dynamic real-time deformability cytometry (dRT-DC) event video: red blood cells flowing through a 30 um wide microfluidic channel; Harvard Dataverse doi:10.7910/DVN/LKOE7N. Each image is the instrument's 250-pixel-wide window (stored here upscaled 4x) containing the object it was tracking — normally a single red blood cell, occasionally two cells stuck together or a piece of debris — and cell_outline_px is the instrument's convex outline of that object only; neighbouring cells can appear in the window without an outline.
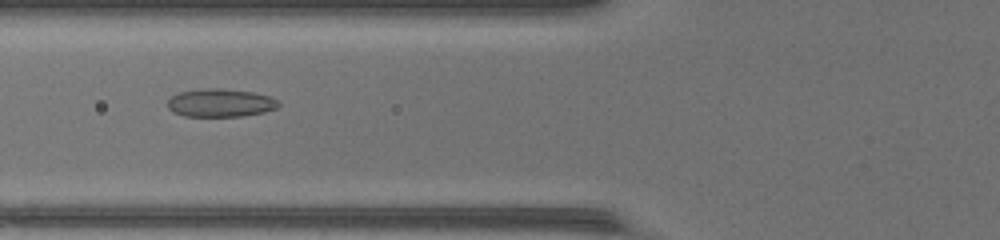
{"species": "common noctule bat (a hibernating species)", "species_latin": "Nyctalus noctula", "temperature_condition": "warm", "stored_images_in_passage": 35, "camera_frame_rate_fps": 3000, "um_per_image_px": 0.085, "animal": {"sex": "female", "body_mass_g": 17.0, "forearm_length_mm": 48.0}, "frame": {"image": 1, "passage_image": 7, "time_ms": 2.0, "image_size_px": [1000, 240], "cell_outline_px": [[280, 104], [276, 108], [264, 112], [240, 116], [184, 116], [172, 112], [168, 108], [168, 100], [172, 96], [180, 92], [204, 88], [220, 88], [252, 92], [272, 96]], "centroid_in_image_um": [18.73, 8.74], "position_along_channel_um": 107.1, "area_um2": 18.15}}
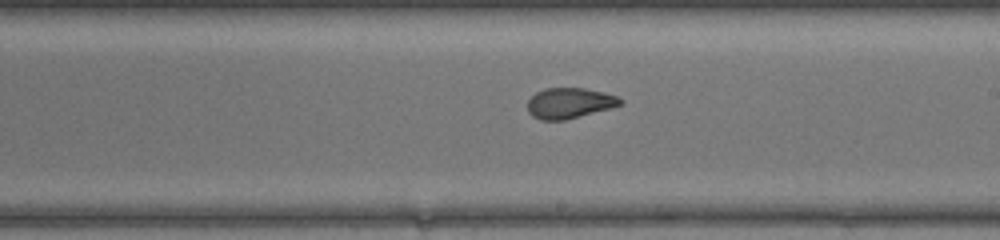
{"frame": {"image": 2, "passage_image": 16, "time_ms": 5.0, "image_size_px": [1000, 240], "cell_outline_px": [[624, 100], [620, 104], [612, 108], [564, 120], [540, 120], [532, 116], [528, 112], [528, 100], [536, 92], [544, 88], [584, 88], [604, 92], [616, 96]], "centroid_in_image_um": [48.39, 8.76], "position_along_channel_um": 240.6, "area_um2": 16.53}}
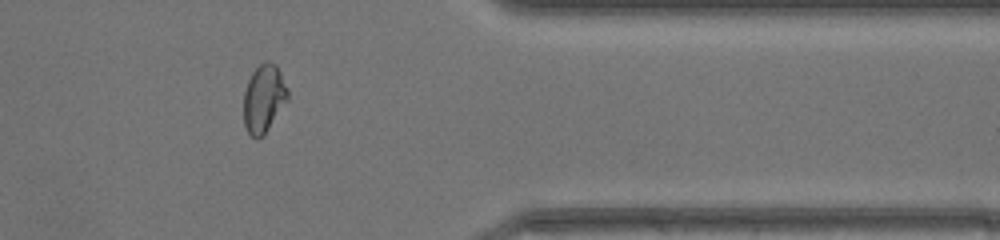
{"frame": {"image": 3, "passage_image": 27, "time_ms": 8.667, "image_size_px": [1000, 240], "cell_outline_px": [[288, 100], [264, 136], [256, 140], [248, 132], [244, 124], [244, 92], [248, 80], [252, 72], [260, 64], [268, 60], [276, 64], [288, 88]], "centroid_in_image_um": [22.43, 8.39], "position_along_channel_um": 389.0, "area_um2": 17.63}, "authors_computed_cell_mechanics": {"area_um2": 17.3978, "velocity_mm_per_s": 4.4485, "shape_relaxation_time_tau1_ms": null, "shape_relaxation_time_tau2_ms": 0.9279, "deformation_change_tau1": null, "deformation_change_tau2": 0.0658}}